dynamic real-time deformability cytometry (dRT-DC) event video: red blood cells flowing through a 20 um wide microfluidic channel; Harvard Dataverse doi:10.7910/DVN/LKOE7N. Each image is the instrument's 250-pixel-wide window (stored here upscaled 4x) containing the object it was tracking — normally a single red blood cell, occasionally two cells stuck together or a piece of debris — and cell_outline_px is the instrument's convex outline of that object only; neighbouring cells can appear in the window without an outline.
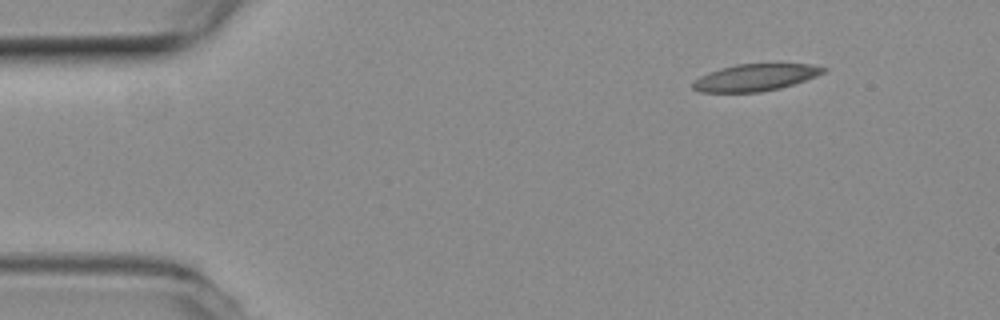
{"species": "common noctule bat (a hibernating species)", "species_latin": "Nyctalus noctula", "temperature_condition": "room temperature", "stored_images_in_passage": 3, "camera_frame_rate_fps": 3000, "um_per_image_px": 0.085, "animal": {"sex": "female", "body_mass_g": 19.3, "forearm_length_mm": 54.1}, "frame": {"image": 1, "passage_image": 1, "time_ms": 0.0, "image_size_px": [1000, 320], "cell_outline_px": [[828, 68], [824, 72], [816, 76], [780, 88], [760, 92], [700, 92], [692, 88], [692, 84], [700, 76], [708, 72], [720, 68], [736, 64], [812, 64]], "centroid_in_image_um": [64.19, 6.58], "position_along_channel_um": 20.8, "area_um2": 20.35}}